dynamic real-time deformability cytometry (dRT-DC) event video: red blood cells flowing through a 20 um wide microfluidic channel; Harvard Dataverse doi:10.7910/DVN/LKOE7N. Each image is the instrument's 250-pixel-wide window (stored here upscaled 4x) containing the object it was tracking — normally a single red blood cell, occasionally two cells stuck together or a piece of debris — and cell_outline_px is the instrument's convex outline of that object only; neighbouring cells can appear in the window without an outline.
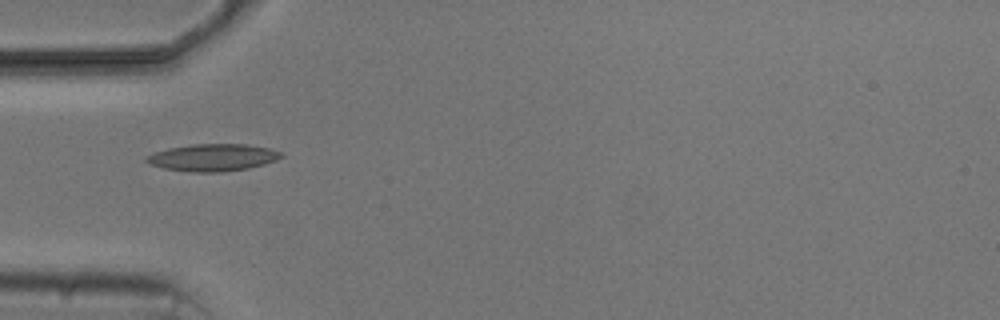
{"species": "common noctule bat (a hibernating species)", "species_latin": "Nyctalus noctula", "temperature_condition": "cold", "stored_images_in_passage": 5, "camera_frame_rate_fps": 3000, "um_per_image_px": 0.085, "animal": {"sex": "male", "body_mass_g": 20.5, "forearm_length_mm": 52.5}, "frame": {"image": 1, "passage_image": 4, "time_ms": 4.667, "image_size_px": [1000, 320], "cell_outline_px": [[284, 156], [276, 160], [264, 164], [248, 168], [220, 172], [188, 172], [164, 168], [152, 164], [144, 160], [144, 156], [168, 148], [192, 144], [248, 144], [268, 148], [280, 152]], "centroid_in_image_um": [18.08, 13.38], "position_along_channel_um": 66.9, "area_um2": 21.27}}
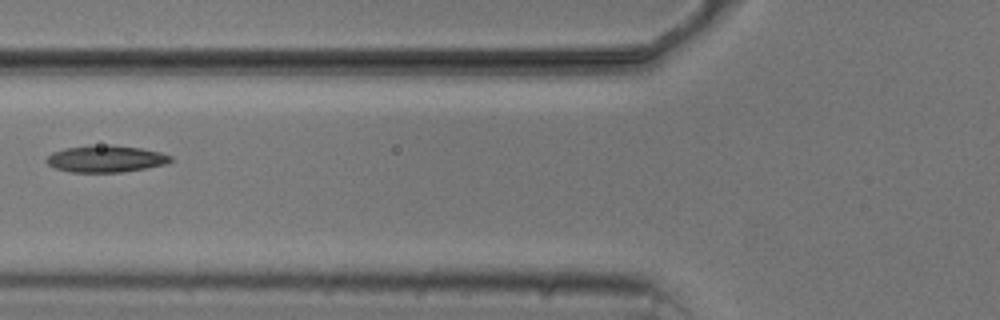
{"frame": {"image": 2, "passage_image": 5, "time_ms": 6.0, "image_size_px": [1000, 320], "cell_outline_px": [[172, 160], [164, 164], [144, 168], [120, 172], [72, 172], [56, 168], [48, 164], [44, 160], [52, 152], [64, 148], [108, 144], [112, 144], [140, 148], [160, 152], [172, 156]], "centroid_in_image_um": [8.97, 13.49], "position_along_channel_um": 116.8, "area_um2": 19.25}}